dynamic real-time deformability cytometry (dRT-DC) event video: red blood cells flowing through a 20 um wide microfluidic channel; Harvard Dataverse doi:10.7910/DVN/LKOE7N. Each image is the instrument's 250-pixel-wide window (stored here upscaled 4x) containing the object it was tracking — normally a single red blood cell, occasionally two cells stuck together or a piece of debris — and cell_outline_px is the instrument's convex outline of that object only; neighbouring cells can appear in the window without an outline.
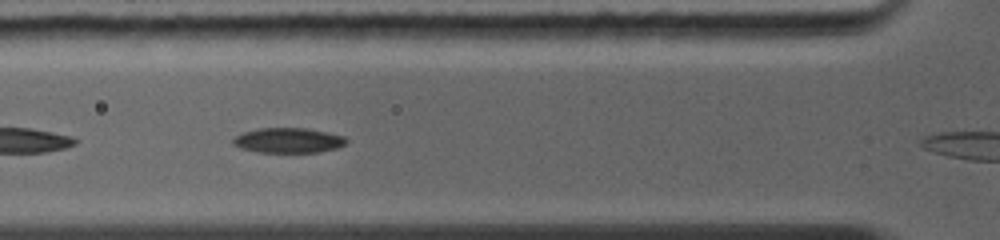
{"species": "common noctule bat (a hibernating species)", "species_latin": "Nyctalus noctula", "temperature_condition": "warm", "stored_images_in_passage": 7, "camera_frame_rate_fps": 5000, "um_per_image_px": 0.085, "animal": {"sex": "female", "body_mass_g": 19.0, "forearm_length_mm": 56.7}, "frame": {"image": 1, "passage_image": 2, "time_ms": 1.0, "image_size_px": [1000, 240], "cell_outline_px": [[348, 140], [344, 144], [336, 148], [320, 152], [256, 152], [240, 148], [232, 144], [232, 140], [236, 136], [244, 132], [260, 128], [304, 128], [344, 136]], "centroid_in_image_um": [24.47, 11.94], "position_along_channel_um": 101.3, "area_um2": 16.36}}
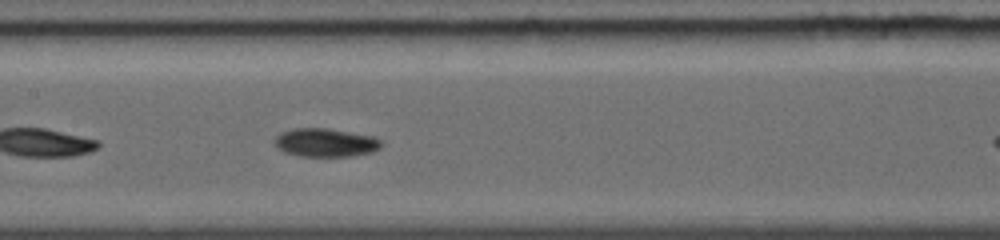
{"frame": {"image": 2, "passage_image": 4, "time_ms": 2.8, "image_size_px": [1000, 240], "cell_outline_px": [[384, 144], [380, 148], [372, 152], [352, 156], [300, 156], [284, 152], [276, 148], [276, 136], [280, 132], [292, 128], [328, 128], [376, 136]], "centroid_in_image_um": [27.7, 12.11], "position_along_channel_um": 179.7, "area_um2": 17.92}}
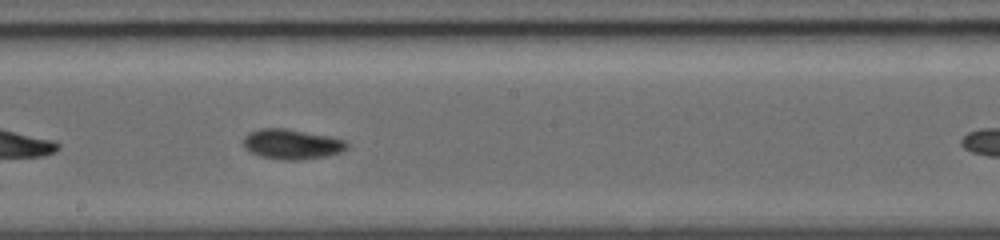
{"frame": {"image": 3, "passage_image": 5, "time_ms": 3.8, "image_size_px": [1000, 240], "cell_outline_px": [[348, 148], [340, 152], [324, 156], [296, 160], [284, 160], [260, 156], [248, 152], [240, 144], [244, 136], [248, 132], [260, 128], [288, 128], [332, 136], [348, 140]], "centroid_in_image_um": [24.77, 12.23], "position_along_channel_um": 223.4, "area_um2": 18.61}}